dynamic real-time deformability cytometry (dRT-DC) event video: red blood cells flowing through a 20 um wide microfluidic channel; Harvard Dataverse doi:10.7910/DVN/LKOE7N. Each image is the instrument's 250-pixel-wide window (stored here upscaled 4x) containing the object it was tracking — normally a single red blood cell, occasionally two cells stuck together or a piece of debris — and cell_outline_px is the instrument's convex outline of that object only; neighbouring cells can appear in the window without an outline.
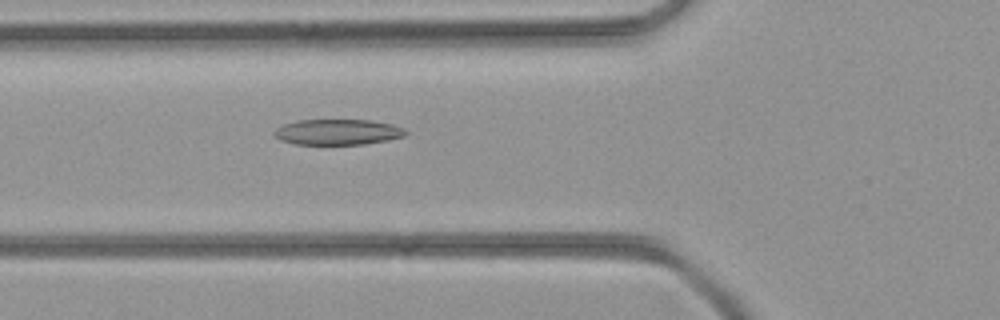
{"species": "common noctule bat (a hibernating species)", "species_latin": "Nyctalus noctula", "temperature_condition": "room temperature", "stored_images_in_passage": 35, "camera_frame_rate_fps": 3000, "um_per_image_px": 0.085, "animal": {"sex": "female", "body_mass_g": 21.9}, "frame": {"image": 1, "passage_image": 8, "time_ms": 2.333, "image_size_px": [1000, 320], "cell_outline_px": [[408, 132], [404, 136], [388, 140], [364, 144], [296, 144], [280, 140], [272, 132], [276, 128], [284, 124], [296, 120], [368, 120], [392, 124], [404, 128]], "centroid_in_image_um": [28.7, 11.22], "position_along_channel_um": 97.1, "area_um2": 19.59}}
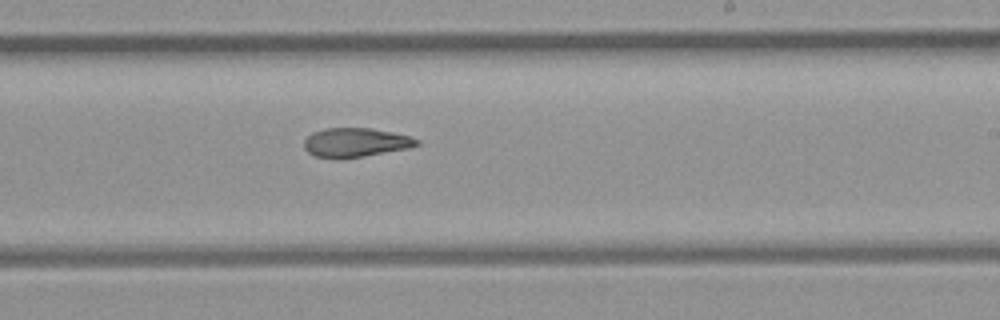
{"frame": {"image": 2, "passage_image": 18, "time_ms": 5.667, "image_size_px": [1000, 320], "cell_outline_px": [[420, 144], [408, 148], [364, 156], [340, 160], [316, 156], [308, 152], [304, 148], [304, 140], [312, 132], [324, 128], [368, 128], [408, 136], [420, 140]], "centroid_in_image_um": [30.17, 12.13], "position_along_channel_um": 258.8, "area_um2": 19.07}}
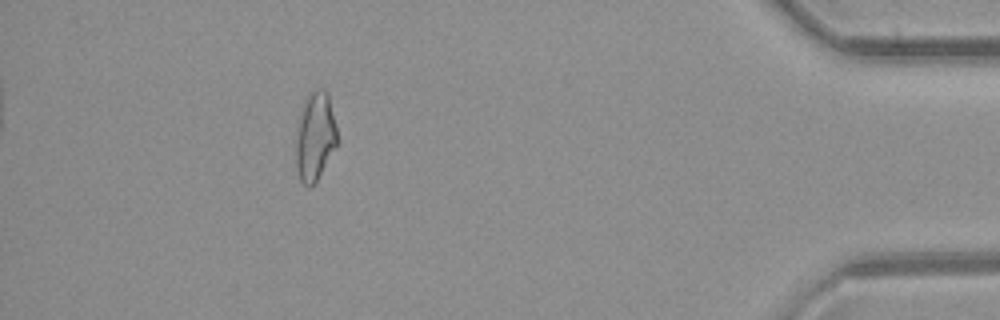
{"frame": {"image": 3, "passage_image": 31, "time_ms": 10.0, "image_size_px": [1000, 320], "cell_outline_px": [[336, 144], [316, 180], [308, 188], [300, 180], [296, 168], [296, 136], [300, 112], [304, 100], [308, 92], [316, 88], [324, 88], [328, 92], [336, 128]], "centroid_in_image_um": [26.75, 11.52], "position_along_channel_um": 408.5, "area_um2": 21.04}}